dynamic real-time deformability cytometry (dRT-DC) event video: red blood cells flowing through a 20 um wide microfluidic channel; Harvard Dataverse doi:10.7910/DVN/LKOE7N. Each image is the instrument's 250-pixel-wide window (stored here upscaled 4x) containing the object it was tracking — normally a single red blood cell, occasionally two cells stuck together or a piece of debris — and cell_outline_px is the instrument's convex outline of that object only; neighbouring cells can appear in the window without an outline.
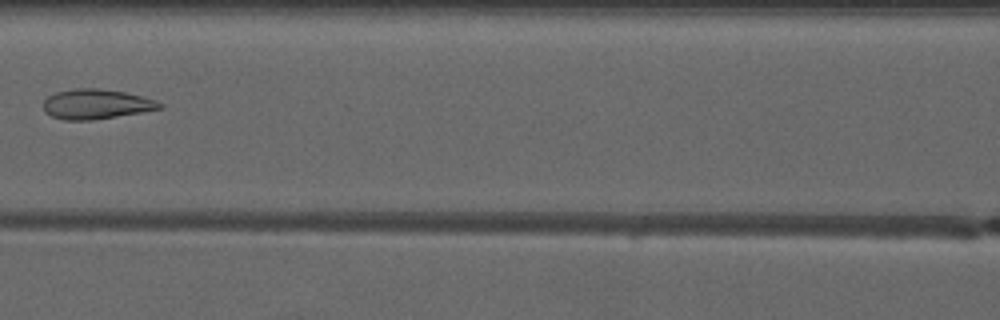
{"species": "common noctule bat (a hibernating species)", "species_latin": "Nyctalus noctula", "temperature_condition": "warm", "stored_images_in_passage": 6, "camera_frame_rate_fps": 3000, "um_per_image_px": 0.085, "animal": {"sex": "male", "forearm_length_mm": 52.5}, "frame": {"image": 1, "passage_image": 5, "time_ms": 7.0, "image_size_px": [1000, 320], "cell_outline_px": [[164, 108], [92, 120], [64, 120], [52, 116], [44, 112], [44, 100], [48, 96], [56, 92], [72, 88], [100, 88], [124, 92], [156, 100], [164, 104]], "centroid_in_image_um": [8.16, 8.84], "position_along_channel_um": 158.4, "area_um2": 20.23}}
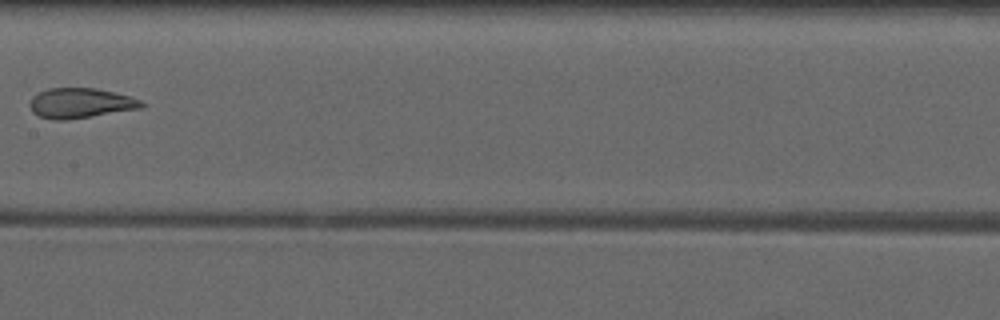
{"frame": {"image": 2, "passage_image": 6, "time_ms": 8.0, "image_size_px": [1000, 320], "cell_outline_px": [[144, 108], [68, 120], [52, 120], [40, 116], [32, 112], [28, 104], [32, 96], [48, 88], [96, 88], [128, 96], [140, 100], [144, 104]], "centroid_in_image_um": [6.81, 8.78], "position_along_channel_um": 200.6, "area_um2": 19.65}}